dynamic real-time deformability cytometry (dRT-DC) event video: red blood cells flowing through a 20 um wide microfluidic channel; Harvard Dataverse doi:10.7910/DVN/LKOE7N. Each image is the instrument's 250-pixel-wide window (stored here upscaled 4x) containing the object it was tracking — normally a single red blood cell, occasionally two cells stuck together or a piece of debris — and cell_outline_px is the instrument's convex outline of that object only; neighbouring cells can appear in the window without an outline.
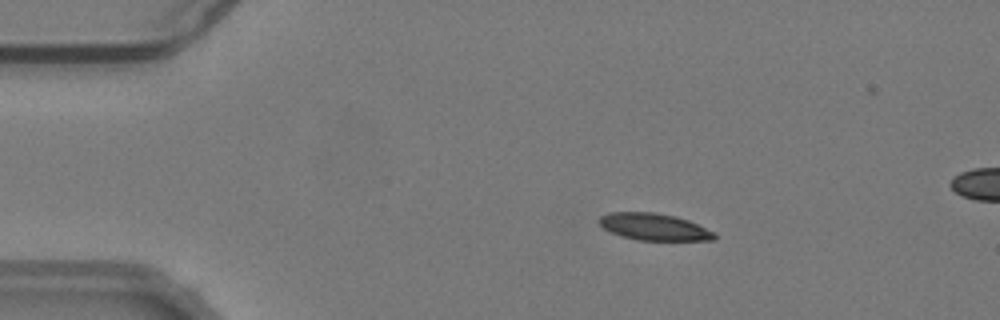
{"species": "common noctule bat (a hibernating species)", "species_latin": "Nyctalus noctula", "temperature_condition": "warm", "stored_images_in_passage": 56, "camera_frame_rate_fps": 3000, "um_per_image_px": 0.085, "animal": {"sex": "male", "body_mass_g": 19.2, "forearm_length_mm": 51.8}, "frame": {"image": 1, "passage_image": 11, "time_ms": 3.333, "image_size_px": [1000, 320], "cell_outline_px": [[716, 240], [636, 240], [620, 236], [604, 228], [596, 220], [600, 216], [608, 212], [656, 212], [676, 216], [688, 220], [716, 232]], "centroid_in_image_um": [55.59, 19.28], "position_along_channel_um": 29.4, "area_um2": 18.26}}
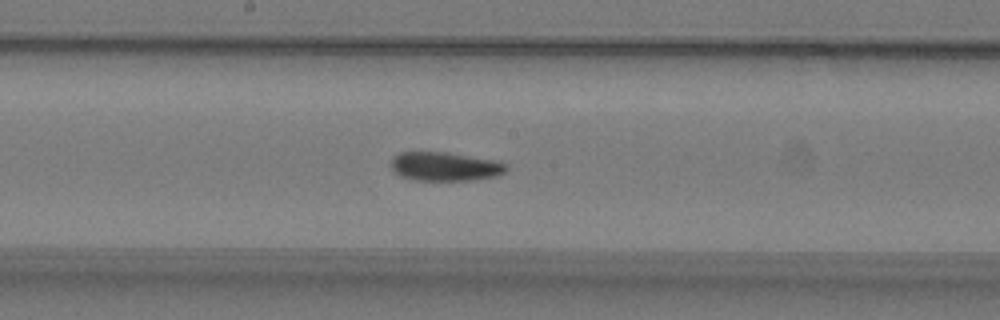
{"frame": {"image": 2, "passage_image": 30, "time_ms": 9.667, "image_size_px": [1000, 320], "cell_outline_px": [[508, 168], [504, 172], [496, 176], [472, 180], [416, 180], [400, 176], [392, 168], [392, 156], [400, 152], [444, 152], [500, 160], [508, 164]], "centroid_in_image_um": [37.87, 14.14], "position_along_channel_um": 210.3, "area_um2": 19.48}}
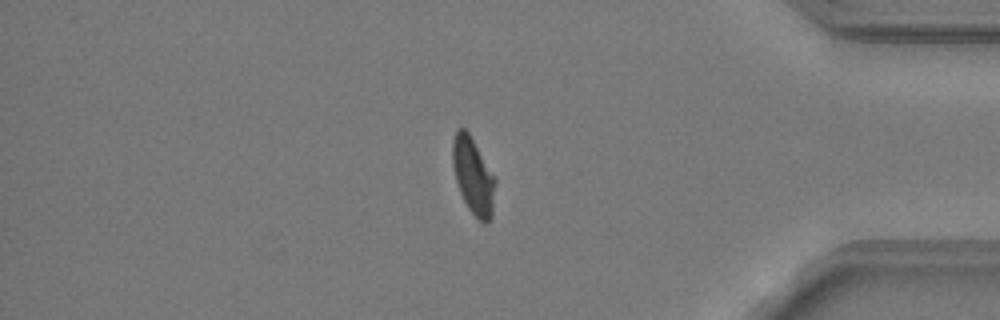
{"frame": {"image": 3, "passage_image": 47, "time_ms": 15.333, "image_size_px": [1000, 320], "cell_outline_px": [[496, 180], [492, 216], [484, 224], [468, 208], [460, 192], [456, 180], [452, 164], [452, 140], [456, 128], [464, 128], [468, 132], [496, 176]], "centroid_in_image_um": [40.22, 14.91], "position_along_channel_um": 395.0, "area_um2": 19.13}, "authors_computed_cell_mechanics": {"area_um2": 19.1318, "velocity_mm_per_s": 3.7993, "shape_relaxation_time_tau1_ms": 5.3995, "shape_relaxation_time_tau2_ms": 1.7362, "deformation_change_tau1": 0.1724, "deformation_change_tau2": 0.0651}}